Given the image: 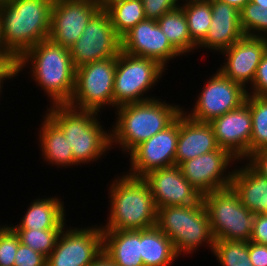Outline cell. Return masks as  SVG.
Returning <instances> with one entry per match:
<instances>
[{
	"label": "cell",
	"instance_id": "obj_1",
	"mask_svg": "<svg viewBox=\"0 0 267 266\" xmlns=\"http://www.w3.org/2000/svg\"><path fill=\"white\" fill-rule=\"evenodd\" d=\"M26 65H30L32 80H36L38 86L47 93L50 103H69L75 88L76 68L68 48L50 39L43 40L29 48L17 60L16 77Z\"/></svg>",
	"mask_w": 267,
	"mask_h": 266
},
{
	"label": "cell",
	"instance_id": "obj_2",
	"mask_svg": "<svg viewBox=\"0 0 267 266\" xmlns=\"http://www.w3.org/2000/svg\"><path fill=\"white\" fill-rule=\"evenodd\" d=\"M54 0H7L0 6L1 37L18 60L29 48L49 39Z\"/></svg>",
	"mask_w": 267,
	"mask_h": 266
},
{
	"label": "cell",
	"instance_id": "obj_3",
	"mask_svg": "<svg viewBox=\"0 0 267 266\" xmlns=\"http://www.w3.org/2000/svg\"><path fill=\"white\" fill-rule=\"evenodd\" d=\"M182 111L179 105L160 98L117 107V120L110 129L111 148L117 144L129 154L140 143L168 127Z\"/></svg>",
	"mask_w": 267,
	"mask_h": 266
},
{
	"label": "cell",
	"instance_id": "obj_4",
	"mask_svg": "<svg viewBox=\"0 0 267 266\" xmlns=\"http://www.w3.org/2000/svg\"><path fill=\"white\" fill-rule=\"evenodd\" d=\"M110 215L102 230H145L156 226L157 207L147 182L128 174L109 188Z\"/></svg>",
	"mask_w": 267,
	"mask_h": 266
},
{
	"label": "cell",
	"instance_id": "obj_5",
	"mask_svg": "<svg viewBox=\"0 0 267 266\" xmlns=\"http://www.w3.org/2000/svg\"><path fill=\"white\" fill-rule=\"evenodd\" d=\"M51 105L46 115L64 133L72 147L73 158L79 165L96 161L110 150V130L103 129L98 121V112L77 110L67 104Z\"/></svg>",
	"mask_w": 267,
	"mask_h": 266
},
{
	"label": "cell",
	"instance_id": "obj_6",
	"mask_svg": "<svg viewBox=\"0 0 267 266\" xmlns=\"http://www.w3.org/2000/svg\"><path fill=\"white\" fill-rule=\"evenodd\" d=\"M156 227L172 240L178 256L193 254L204 243L213 249L214 237L203 200L193 206L158 208Z\"/></svg>",
	"mask_w": 267,
	"mask_h": 266
},
{
	"label": "cell",
	"instance_id": "obj_7",
	"mask_svg": "<svg viewBox=\"0 0 267 266\" xmlns=\"http://www.w3.org/2000/svg\"><path fill=\"white\" fill-rule=\"evenodd\" d=\"M214 240L250 241L256 215L231 186L202 195Z\"/></svg>",
	"mask_w": 267,
	"mask_h": 266
},
{
	"label": "cell",
	"instance_id": "obj_8",
	"mask_svg": "<svg viewBox=\"0 0 267 266\" xmlns=\"http://www.w3.org/2000/svg\"><path fill=\"white\" fill-rule=\"evenodd\" d=\"M165 70L156 60L121 51L116 57L114 107L155 99L144 94L159 82Z\"/></svg>",
	"mask_w": 267,
	"mask_h": 266
},
{
	"label": "cell",
	"instance_id": "obj_9",
	"mask_svg": "<svg viewBox=\"0 0 267 266\" xmlns=\"http://www.w3.org/2000/svg\"><path fill=\"white\" fill-rule=\"evenodd\" d=\"M116 57L94 61L76 68L75 88L68 106L77 110L100 112L114 108Z\"/></svg>",
	"mask_w": 267,
	"mask_h": 266
},
{
	"label": "cell",
	"instance_id": "obj_10",
	"mask_svg": "<svg viewBox=\"0 0 267 266\" xmlns=\"http://www.w3.org/2000/svg\"><path fill=\"white\" fill-rule=\"evenodd\" d=\"M69 50L75 68L120 54L121 37L103 8L90 19L82 35Z\"/></svg>",
	"mask_w": 267,
	"mask_h": 266
},
{
	"label": "cell",
	"instance_id": "obj_11",
	"mask_svg": "<svg viewBox=\"0 0 267 266\" xmlns=\"http://www.w3.org/2000/svg\"><path fill=\"white\" fill-rule=\"evenodd\" d=\"M66 229L63 228L47 257L46 266H89L103 252L101 226Z\"/></svg>",
	"mask_w": 267,
	"mask_h": 266
},
{
	"label": "cell",
	"instance_id": "obj_12",
	"mask_svg": "<svg viewBox=\"0 0 267 266\" xmlns=\"http://www.w3.org/2000/svg\"><path fill=\"white\" fill-rule=\"evenodd\" d=\"M200 92L194 108L186 115L199 122L210 123L217 117L245 103L247 90L239 83L216 71Z\"/></svg>",
	"mask_w": 267,
	"mask_h": 266
},
{
	"label": "cell",
	"instance_id": "obj_13",
	"mask_svg": "<svg viewBox=\"0 0 267 266\" xmlns=\"http://www.w3.org/2000/svg\"><path fill=\"white\" fill-rule=\"evenodd\" d=\"M179 137V116L164 130L136 146L129 153L131 169L126 174L143 177L155 169L174 166Z\"/></svg>",
	"mask_w": 267,
	"mask_h": 266
},
{
	"label": "cell",
	"instance_id": "obj_14",
	"mask_svg": "<svg viewBox=\"0 0 267 266\" xmlns=\"http://www.w3.org/2000/svg\"><path fill=\"white\" fill-rule=\"evenodd\" d=\"M237 159L227 150H218L202 154L180 163L181 173L201 195L229 187L233 171L226 174L228 166ZM225 174V175H224Z\"/></svg>",
	"mask_w": 267,
	"mask_h": 266
},
{
	"label": "cell",
	"instance_id": "obj_15",
	"mask_svg": "<svg viewBox=\"0 0 267 266\" xmlns=\"http://www.w3.org/2000/svg\"><path fill=\"white\" fill-rule=\"evenodd\" d=\"M101 8L88 1L54 0L51 8L49 39L69 49Z\"/></svg>",
	"mask_w": 267,
	"mask_h": 266
},
{
	"label": "cell",
	"instance_id": "obj_16",
	"mask_svg": "<svg viewBox=\"0 0 267 266\" xmlns=\"http://www.w3.org/2000/svg\"><path fill=\"white\" fill-rule=\"evenodd\" d=\"M148 184L156 207L193 206L202 195L183 176L178 165L155 169L142 177Z\"/></svg>",
	"mask_w": 267,
	"mask_h": 266
},
{
	"label": "cell",
	"instance_id": "obj_17",
	"mask_svg": "<svg viewBox=\"0 0 267 266\" xmlns=\"http://www.w3.org/2000/svg\"><path fill=\"white\" fill-rule=\"evenodd\" d=\"M121 51L156 60L166 67L169 60L182 56L162 32L157 20L145 19L121 37Z\"/></svg>",
	"mask_w": 267,
	"mask_h": 266
},
{
	"label": "cell",
	"instance_id": "obj_18",
	"mask_svg": "<svg viewBox=\"0 0 267 266\" xmlns=\"http://www.w3.org/2000/svg\"><path fill=\"white\" fill-rule=\"evenodd\" d=\"M267 51V38L244 35L229 48L222 51L224 65L218 71L233 82L241 84L248 92L246 84H252L262 56Z\"/></svg>",
	"mask_w": 267,
	"mask_h": 266
},
{
	"label": "cell",
	"instance_id": "obj_19",
	"mask_svg": "<svg viewBox=\"0 0 267 266\" xmlns=\"http://www.w3.org/2000/svg\"><path fill=\"white\" fill-rule=\"evenodd\" d=\"M210 125L220 148L230 152L238 162L246 160L252 133L251 112L246 103L215 118Z\"/></svg>",
	"mask_w": 267,
	"mask_h": 266
},
{
	"label": "cell",
	"instance_id": "obj_20",
	"mask_svg": "<svg viewBox=\"0 0 267 266\" xmlns=\"http://www.w3.org/2000/svg\"><path fill=\"white\" fill-rule=\"evenodd\" d=\"M211 3L212 20L205 39L197 46L219 51L229 48L244 34L240 25L239 10L220 0H208Z\"/></svg>",
	"mask_w": 267,
	"mask_h": 266
},
{
	"label": "cell",
	"instance_id": "obj_21",
	"mask_svg": "<svg viewBox=\"0 0 267 266\" xmlns=\"http://www.w3.org/2000/svg\"><path fill=\"white\" fill-rule=\"evenodd\" d=\"M219 148L210 123L191 119L183 109L179 115V137L175 164L179 165L182 162Z\"/></svg>",
	"mask_w": 267,
	"mask_h": 266
},
{
	"label": "cell",
	"instance_id": "obj_22",
	"mask_svg": "<svg viewBox=\"0 0 267 266\" xmlns=\"http://www.w3.org/2000/svg\"><path fill=\"white\" fill-rule=\"evenodd\" d=\"M230 186L240 202L252 213L267 214V177L257 172L249 163L233 169Z\"/></svg>",
	"mask_w": 267,
	"mask_h": 266
},
{
	"label": "cell",
	"instance_id": "obj_23",
	"mask_svg": "<svg viewBox=\"0 0 267 266\" xmlns=\"http://www.w3.org/2000/svg\"><path fill=\"white\" fill-rule=\"evenodd\" d=\"M103 252L118 266H144L141 230H103Z\"/></svg>",
	"mask_w": 267,
	"mask_h": 266
},
{
	"label": "cell",
	"instance_id": "obj_24",
	"mask_svg": "<svg viewBox=\"0 0 267 266\" xmlns=\"http://www.w3.org/2000/svg\"><path fill=\"white\" fill-rule=\"evenodd\" d=\"M64 202L58 197L40 199L39 197L29 204L25 216L21 222L12 225V229H63L65 227V208Z\"/></svg>",
	"mask_w": 267,
	"mask_h": 266
},
{
	"label": "cell",
	"instance_id": "obj_25",
	"mask_svg": "<svg viewBox=\"0 0 267 266\" xmlns=\"http://www.w3.org/2000/svg\"><path fill=\"white\" fill-rule=\"evenodd\" d=\"M41 122L39 146L43 158L49 164L58 166L79 165L73 158L72 147L69 146L62 130L45 114ZM67 165V166H66Z\"/></svg>",
	"mask_w": 267,
	"mask_h": 266
},
{
	"label": "cell",
	"instance_id": "obj_26",
	"mask_svg": "<svg viewBox=\"0 0 267 266\" xmlns=\"http://www.w3.org/2000/svg\"><path fill=\"white\" fill-rule=\"evenodd\" d=\"M178 257L172 240L156 226L141 230V258L144 266H170Z\"/></svg>",
	"mask_w": 267,
	"mask_h": 266
},
{
	"label": "cell",
	"instance_id": "obj_27",
	"mask_svg": "<svg viewBox=\"0 0 267 266\" xmlns=\"http://www.w3.org/2000/svg\"><path fill=\"white\" fill-rule=\"evenodd\" d=\"M162 32L166 35L171 45L181 54L186 55L197 49L188 32V24L183 9L179 6L165 13L157 20Z\"/></svg>",
	"mask_w": 267,
	"mask_h": 266
},
{
	"label": "cell",
	"instance_id": "obj_28",
	"mask_svg": "<svg viewBox=\"0 0 267 266\" xmlns=\"http://www.w3.org/2000/svg\"><path fill=\"white\" fill-rule=\"evenodd\" d=\"M103 9L109 15L111 24L120 37L146 19L142 0L116 1L104 4Z\"/></svg>",
	"mask_w": 267,
	"mask_h": 266
},
{
	"label": "cell",
	"instance_id": "obj_29",
	"mask_svg": "<svg viewBox=\"0 0 267 266\" xmlns=\"http://www.w3.org/2000/svg\"><path fill=\"white\" fill-rule=\"evenodd\" d=\"M245 103L250 107L252 133L249 155L267 148V96L247 94Z\"/></svg>",
	"mask_w": 267,
	"mask_h": 266
},
{
	"label": "cell",
	"instance_id": "obj_30",
	"mask_svg": "<svg viewBox=\"0 0 267 266\" xmlns=\"http://www.w3.org/2000/svg\"><path fill=\"white\" fill-rule=\"evenodd\" d=\"M180 7L185 13L188 32L198 46L206 37L212 20L211 3L208 0L184 3Z\"/></svg>",
	"mask_w": 267,
	"mask_h": 266
},
{
	"label": "cell",
	"instance_id": "obj_31",
	"mask_svg": "<svg viewBox=\"0 0 267 266\" xmlns=\"http://www.w3.org/2000/svg\"><path fill=\"white\" fill-rule=\"evenodd\" d=\"M212 253L222 266H253L247 241L214 240Z\"/></svg>",
	"mask_w": 267,
	"mask_h": 266
},
{
	"label": "cell",
	"instance_id": "obj_32",
	"mask_svg": "<svg viewBox=\"0 0 267 266\" xmlns=\"http://www.w3.org/2000/svg\"><path fill=\"white\" fill-rule=\"evenodd\" d=\"M18 235L20 243L34 251L43 254L46 258L56 246L58 237L63 229H13Z\"/></svg>",
	"mask_w": 267,
	"mask_h": 266
},
{
	"label": "cell",
	"instance_id": "obj_33",
	"mask_svg": "<svg viewBox=\"0 0 267 266\" xmlns=\"http://www.w3.org/2000/svg\"><path fill=\"white\" fill-rule=\"evenodd\" d=\"M239 14L244 35L267 38V8L248 2Z\"/></svg>",
	"mask_w": 267,
	"mask_h": 266
},
{
	"label": "cell",
	"instance_id": "obj_34",
	"mask_svg": "<svg viewBox=\"0 0 267 266\" xmlns=\"http://www.w3.org/2000/svg\"><path fill=\"white\" fill-rule=\"evenodd\" d=\"M20 240L9 225H0V266H13Z\"/></svg>",
	"mask_w": 267,
	"mask_h": 266
},
{
	"label": "cell",
	"instance_id": "obj_35",
	"mask_svg": "<svg viewBox=\"0 0 267 266\" xmlns=\"http://www.w3.org/2000/svg\"><path fill=\"white\" fill-rule=\"evenodd\" d=\"M146 19L158 20L180 5L176 0H142Z\"/></svg>",
	"mask_w": 267,
	"mask_h": 266
},
{
	"label": "cell",
	"instance_id": "obj_36",
	"mask_svg": "<svg viewBox=\"0 0 267 266\" xmlns=\"http://www.w3.org/2000/svg\"><path fill=\"white\" fill-rule=\"evenodd\" d=\"M47 258L30 247L19 244L13 266H46Z\"/></svg>",
	"mask_w": 267,
	"mask_h": 266
},
{
	"label": "cell",
	"instance_id": "obj_37",
	"mask_svg": "<svg viewBox=\"0 0 267 266\" xmlns=\"http://www.w3.org/2000/svg\"><path fill=\"white\" fill-rule=\"evenodd\" d=\"M249 87L252 92H247V94L267 96V51L262 56L254 80Z\"/></svg>",
	"mask_w": 267,
	"mask_h": 266
},
{
	"label": "cell",
	"instance_id": "obj_38",
	"mask_svg": "<svg viewBox=\"0 0 267 266\" xmlns=\"http://www.w3.org/2000/svg\"><path fill=\"white\" fill-rule=\"evenodd\" d=\"M250 241L267 245V214H256Z\"/></svg>",
	"mask_w": 267,
	"mask_h": 266
},
{
	"label": "cell",
	"instance_id": "obj_39",
	"mask_svg": "<svg viewBox=\"0 0 267 266\" xmlns=\"http://www.w3.org/2000/svg\"><path fill=\"white\" fill-rule=\"evenodd\" d=\"M246 159L257 172L267 177V148L251 153Z\"/></svg>",
	"mask_w": 267,
	"mask_h": 266
},
{
	"label": "cell",
	"instance_id": "obj_40",
	"mask_svg": "<svg viewBox=\"0 0 267 266\" xmlns=\"http://www.w3.org/2000/svg\"><path fill=\"white\" fill-rule=\"evenodd\" d=\"M249 257L253 266H267V245L249 241Z\"/></svg>",
	"mask_w": 267,
	"mask_h": 266
},
{
	"label": "cell",
	"instance_id": "obj_41",
	"mask_svg": "<svg viewBox=\"0 0 267 266\" xmlns=\"http://www.w3.org/2000/svg\"><path fill=\"white\" fill-rule=\"evenodd\" d=\"M16 68H11L2 58H0V81L15 78Z\"/></svg>",
	"mask_w": 267,
	"mask_h": 266
},
{
	"label": "cell",
	"instance_id": "obj_42",
	"mask_svg": "<svg viewBox=\"0 0 267 266\" xmlns=\"http://www.w3.org/2000/svg\"><path fill=\"white\" fill-rule=\"evenodd\" d=\"M0 58H2L11 68H16L17 60L4 47L1 37V26H0Z\"/></svg>",
	"mask_w": 267,
	"mask_h": 266
},
{
	"label": "cell",
	"instance_id": "obj_43",
	"mask_svg": "<svg viewBox=\"0 0 267 266\" xmlns=\"http://www.w3.org/2000/svg\"><path fill=\"white\" fill-rule=\"evenodd\" d=\"M89 266H118L104 252Z\"/></svg>",
	"mask_w": 267,
	"mask_h": 266
},
{
	"label": "cell",
	"instance_id": "obj_44",
	"mask_svg": "<svg viewBox=\"0 0 267 266\" xmlns=\"http://www.w3.org/2000/svg\"><path fill=\"white\" fill-rule=\"evenodd\" d=\"M222 2H225L235 8H237L239 11L248 3L250 0H220Z\"/></svg>",
	"mask_w": 267,
	"mask_h": 266
},
{
	"label": "cell",
	"instance_id": "obj_45",
	"mask_svg": "<svg viewBox=\"0 0 267 266\" xmlns=\"http://www.w3.org/2000/svg\"><path fill=\"white\" fill-rule=\"evenodd\" d=\"M250 2L256 5H261L263 8H267V0H250Z\"/></svg>",
	"mask_w": 267,
	"mask_h": 266
},
{
	"label": "cell",
	"instance_id": "obj_46",
	"mask_svg": "<svg viewBox=\"0 0 267 266\" xmlns=\"http://www.w3.org/2000/svg\"><path fill=\"white\" fill-rule=\"evenodd\" d=\"M79 1H88V2H92V3H95L97 5H99L100 7L103 8L106 0H79Z\"/></svg>",
	"mask_w": 267,
	"mask_h": 266
},
{
	"label": "cell",
	"instance_id": "obj_47",
	"mask_svg": "<svg viewBox=\"0 0 267 266\" xmlns=\"http://www.w3.org/2000/svg\"><path fill=\"white\" fill-rule=\"evenodd\" d=\"M183 1L181 0V2H183ZM196 1H205V0H185V3H188V2H196ZM176 2H177V4H179L180 3V0L179 1L176 0Z\"/></svg>",
	"mask_w": 267,
	"mask_h": 266
},
{
	"label": "cell",
	"instance_id": "obj_48",
	"mask_svg": "<svg viewBox=\"0 0 267 266\" xmlns=\"http://www.w3.org/2000/svg\"><path fill=\"white\" fill-rule=\"evenodd\" d=\"M116 1H127V0H106L105 4H111Z\"/></svg>",
	"mask_w": 267,
	"mask_h": 266
},
{
	"label": "cell",
	"instance_id": "obj_49",
	"mask_svg": "<svg viewBox=\"0 0 267 266\" xmlns=\"http://www.w3.org/2000/svg\"><path fill=\"white\" fill-rule=\"evenodd\" d=\"M3 82L4 81H0V93H2L1 91H2V86H3L2 84H4Z\"/></svg>",
	"mask_w": 267,
	"mask_h": 266
},
{
	"label": "cell",
	"instance_id": "obj_50",
	"mask_svg": "<svg viewBox=\"0 0 267 266\" xmlns=\"http://www.w3.org/2000/svg\"><path fill=\"white\" fill-rule=\"evenodd\" d=\"M7 0H0V6Z\"/></svg>",
	"mask_w": 267,
	"mask_h": 266
}]
</instances>
